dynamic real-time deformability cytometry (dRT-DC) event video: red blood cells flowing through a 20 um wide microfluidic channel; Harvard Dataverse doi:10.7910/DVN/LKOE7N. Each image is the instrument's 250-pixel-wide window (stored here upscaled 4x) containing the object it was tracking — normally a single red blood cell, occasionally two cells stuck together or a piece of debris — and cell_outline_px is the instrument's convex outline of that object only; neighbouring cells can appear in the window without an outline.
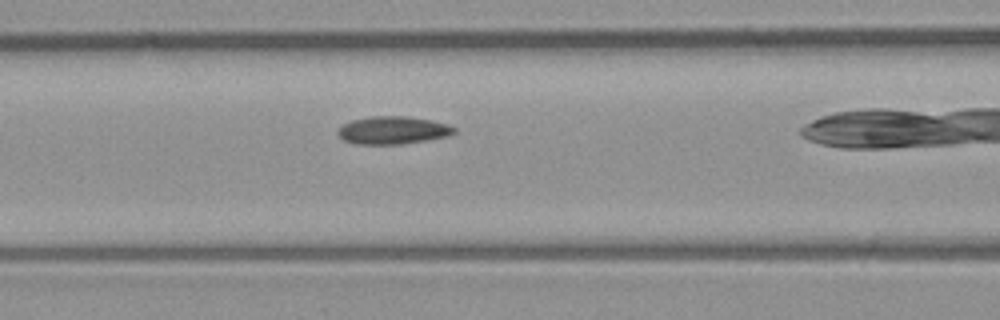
{"species": "common noctule bat (a hibernating species)", "species_latin": "Nyctalus noctula", "temperature_condition": "room temperature", "stored_images_in_passage": 32, "camera_frame_rate_fps": 3000, "um_per_image_px": 0.085, "animal": {"sex": "male", "body_mass_g": 23.1, "forearm_length_mm": 52.7}, "frame": {"image": 1, "passage_image": 12, "time_ms": 3.667, "image_size_px": [1000, 320], "cell_outline_px": [[456, 132], [448, 136], [400, 144], [356, 144], [344, 140], [336, 132], [344, 124], [352, 120], [372, 116], [408, 116], [432, 120], [448, 124], [456, 128]], "centroid_in_image_um": [33.41, 11.06], "position_along_channel_um": 133.2, "area_um2": 18.73}}
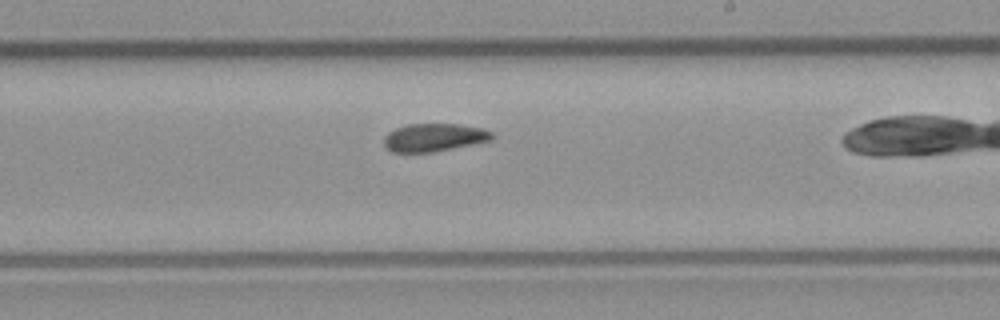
{"frame": {"image": 2, "passage_image": 21, "time_ms": 6.667, "image_size_px": [1000, 320], "cell_outline_px": [[496, 136], [492, 140], [432, 152], [392, 152], [384, 144], [384, 136], [388, 132], [396, 128], [408, 124], [460, 124], [484, 128], [492, 132]], "centroid_in_image_um": [36.93, 11.67], "position_along_channel_um": 252.1, "area_um2": 17.63}}
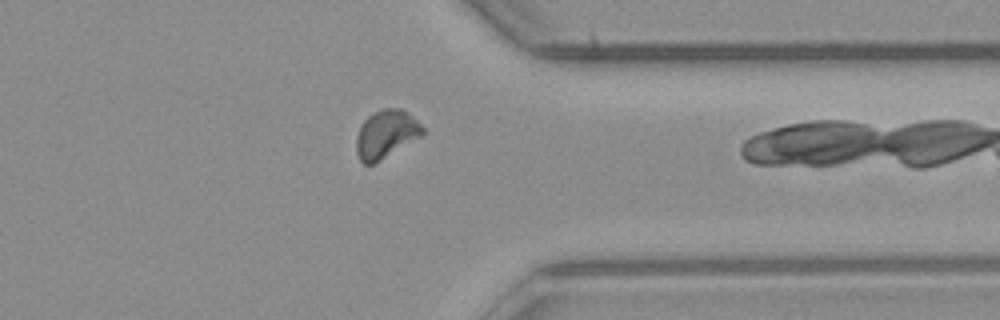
{"frame": {"image": 3, "passage_image": 31, "time_ms": 10.0, "image_size_px": [1000, 320], "cell_outline_px": [[424, 136], [380, 160], [372, 164], [364, 164], [360, 160], [356, 152], [356, 136], [364, 120], [372, 112], [384, 108], [400, 108], [412, 116], [424, 128]], "centroid_in_image_um": [32.82, 11.4], "position_along_channel_um": 378.6, "area_um2": 18.67}}